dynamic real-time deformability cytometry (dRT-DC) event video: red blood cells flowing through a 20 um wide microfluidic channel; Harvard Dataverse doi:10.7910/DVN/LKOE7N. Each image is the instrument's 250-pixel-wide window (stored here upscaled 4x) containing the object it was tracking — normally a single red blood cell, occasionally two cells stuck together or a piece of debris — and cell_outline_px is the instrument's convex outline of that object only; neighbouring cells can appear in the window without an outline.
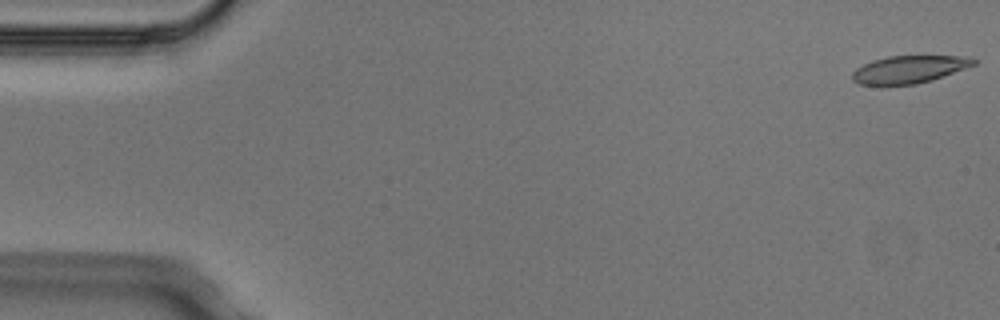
{"species": "Egyptian fruit bat (a non-hibernating species)", "species_latin": "Rousettus aegyptiacus", "temperature_condition": "cold", "stored_images_in_passage": 6, "camera_frame_rate_fps": 3000, "um_per_image_px": 0.085, "animal": {"sex": "male"}, "frame": {"image": 1, "passage_image": 1, "time_ms": 0.0, "image_size_px": [1000, 320], "cell_outline_px": [[976, 64], [932, 80], [916, 84], [880, 88], [860, 84], [852, 80], [852, 72], [856, 68], [872, 60], [888, 56], [972, 56], [976, 60]], "centroid_in_image_um": [77.21, 5.93], "position_along_channel_um": 7.8, "area_um2": 20.11}}
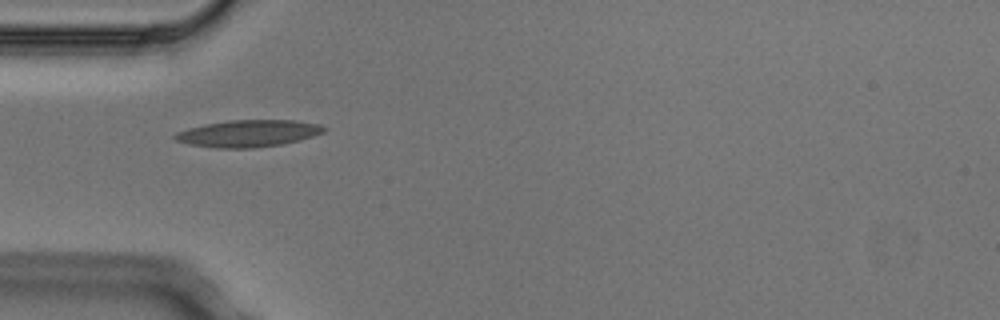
{"frame": {"image": 2, "passage_image": 5, "time_ms": 1.333, "image_size_px": [1000, 320], "cell_outline_px": [[328, 128], [324, 132], [300, 140], [280, 144], [252, 148], [216, 148], [188, 144], [176, 140], [172, 136], [176, 132], [188, 128], [204, 124], [228, 120], [296, 120], [320, 124]], "centroid_in_image_um": [21.1, 11.33], "position_along_channel_um": 63.9, "area_um2": 23.47}}
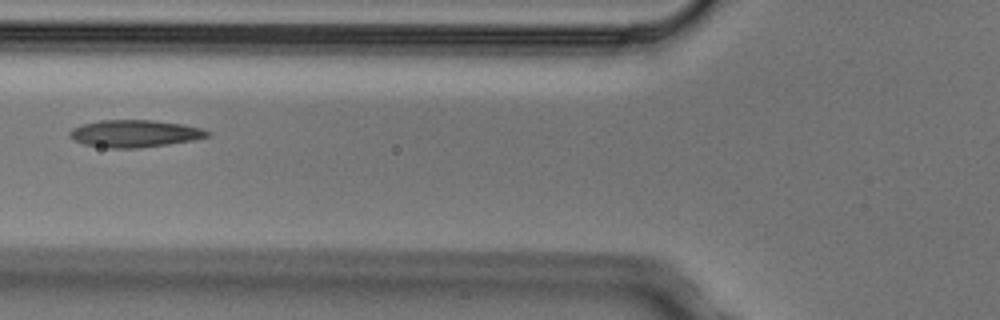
{"frame": {"image": 3, "passage_image": 6, "time_ms": 1.667, "image_size_px": [1000, 320], "cell_outline_px": [[212, 132], [208, 136], [192, 140], [168, 144], [140, 148], [108, 148], [84, 144], [72, 140], [68, 136], [68, 132], [72, 128], [80, 124], [100, 120], [152, 120], [184, 124], [204, 128]], "centroid_in_image_um": [11.42, 11.34], "position_along_channel_um": 114.4, "area_um2": 22.14}}